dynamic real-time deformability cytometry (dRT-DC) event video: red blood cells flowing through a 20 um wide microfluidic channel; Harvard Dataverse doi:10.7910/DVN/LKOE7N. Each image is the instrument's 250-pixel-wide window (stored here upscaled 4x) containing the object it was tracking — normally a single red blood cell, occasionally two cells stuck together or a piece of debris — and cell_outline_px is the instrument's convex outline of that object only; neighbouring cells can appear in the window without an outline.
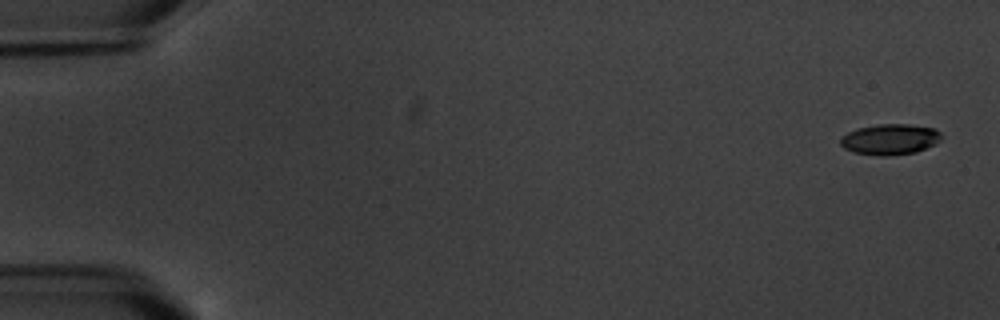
{"species": "common noctule bat (a hibernating species)", "species_latin": "Nyctalus noctula", "temperature_condition": "warm", "stored_images_in_passage": 6, "camera_frame_rate_fps": 3000, "um_per_image_px": 0.085, "animal": {"sex": "male", "body_mass_g": 20.1, "forearm_length_mm": 53.5}, "frame": {"image": 1, "passage_image": 1, "time_ms": 0.0, "image_size_px": [1000, 320], "cell_outline_px": [[940, 140], [936, 144], [916, 152], [888, 156], [880, 156], [852, 152], [844, 148], [840, 144], [840, 136], [856, 128], [880, 124], [908, 124], [936, 128], [940, 132]], "centroid_in_image_um": [75.63, 11.84], "position_along_channel_um": 9.4, "area_um2": 18.26}}